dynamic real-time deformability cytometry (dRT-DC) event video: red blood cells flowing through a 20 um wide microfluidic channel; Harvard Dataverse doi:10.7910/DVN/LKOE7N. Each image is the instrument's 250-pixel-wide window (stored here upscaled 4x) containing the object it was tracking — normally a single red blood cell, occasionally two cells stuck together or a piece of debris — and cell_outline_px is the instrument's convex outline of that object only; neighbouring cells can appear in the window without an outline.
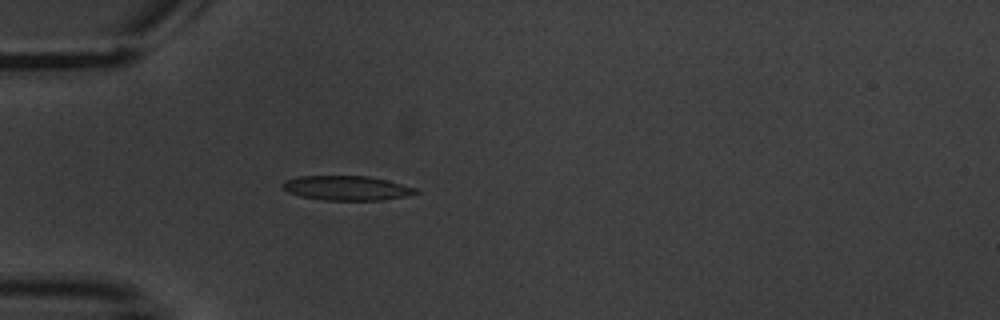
{"species": "common noctule bat (a hibernating species)", "species_latin": "Nyctalus noctula", "temperature_condition": "warm", "stored_images_in_passage": 4, "camera_frame_rate_fps": 3000, "um_per_image_px": 0.085, "animal": {"sex": "male", "body_mass_g": 20.1, "forearm_length_mm": 53.5}, "frame": {"image": 1, "passage_image": 4, "time_ms": 3.333, "image_size_px": [1000, 320], "cell_outline_px": [[420, 192], [404, 196], [380, 200], [324, 200], [300, 196], [288, 192], [280, 184], [284, 180], [300, 176], [368, 176], [416, 188]], "centroid_in_image_um": [29.41, 15.98], "position_along_channel_um": 55.6, "area_um2": 18.79}}